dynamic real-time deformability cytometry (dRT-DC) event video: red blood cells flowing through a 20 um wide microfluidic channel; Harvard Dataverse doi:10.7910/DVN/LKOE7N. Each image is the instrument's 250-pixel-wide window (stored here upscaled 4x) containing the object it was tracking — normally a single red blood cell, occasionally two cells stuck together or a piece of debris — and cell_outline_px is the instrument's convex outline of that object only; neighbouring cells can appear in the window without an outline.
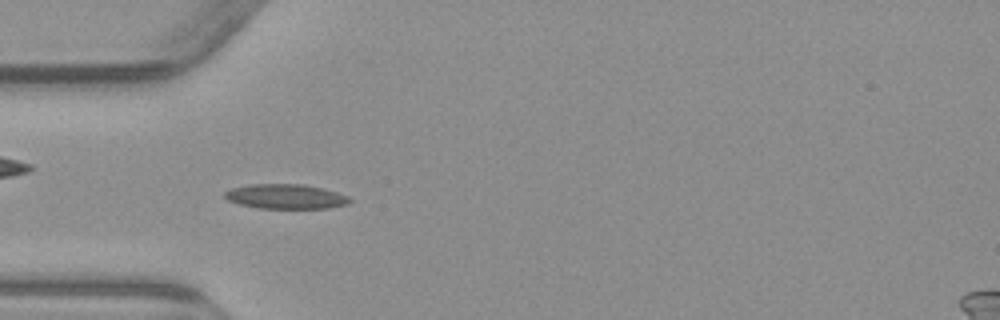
{"species": "common noctule bat (a hibernating species)", "species_latin": "Nyctalus noctula", "temperature_condition": "warm", "stored_images_in_passage": 7, "camera_frame_rate_fps": 3000, "um_per_image_px": 0.085, "animal": {"sex": "male", "body_mass_g": 23.1, "forearm_length_mm": 52.7}, "frame": {"image": 1, "passage_image": 4, "time_ms": 3.333, "image_size_px": [1000, 320], "cell_outline_px": [[352, 200], [348, 204], [328, 208], [260, 208], [240, 204], [228, 200], [224, 196], [224, 192], [232, 188], [248, 184], [300, 184], [320, 188], [336, 192], [348, 196]], "centroid_in_image_um": [24.27, 16.7], "position_along_channel_um": 60.7, "area_um2": 17.8}}
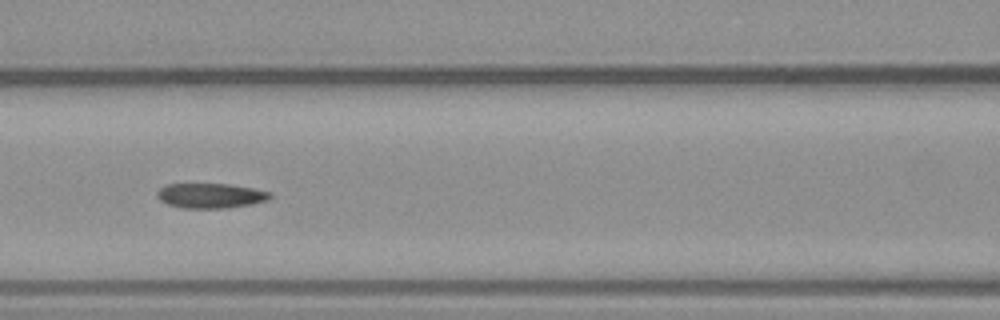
{"frame": {"image": 2, "passage_image": 6, "time_ms": 5.667, "image_size_px": [1000, 320], "cell_outline_px": [[272, 196], [268, 200], [252, 204], [224, 208], [184, 208], [168, 204], [160, 200], [156, 196], [156, 192], [164, 184], [228, 184], [252, 188], [272, 192]], "centroid_in_image_um": [17.89, 16.63], "position_along_channel_um": 148.7, "area_um2": 16.42}}
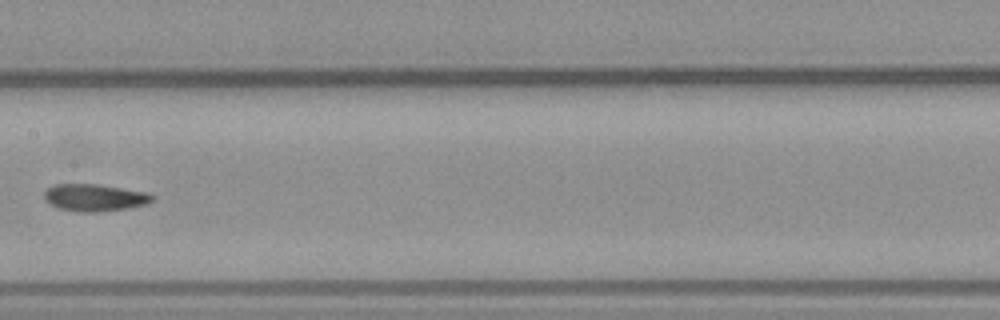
{"frame": {"image": 3, "passage_image": 7, "time_ms": 7.0, "image_size_px": [1000, 320], "cell_outline_px": [[156, 196], [152, 200], [144, 204], [128, 208], [96, 212], [76, 212], [60, 208], [52, 204], [44, 196], [44, 192], [52, 184], [96, 184], [148, 192]], "centroid_in_image_um": [8.06, 16.79], "position_along_channel_um": 199.3, "area_um2": 16.94}}